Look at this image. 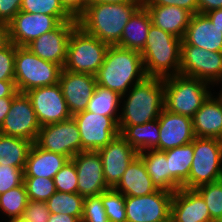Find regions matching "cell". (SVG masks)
<instances>
[{
	"mask_svg": "<svg viewBox=\"0 0 222 222\" xmlns=\"http://www.w3.org/2000/svg\"><path fill=\"white\" fill-rule=\"evenodd\" d=\"M141 5L142 0H130L121 4L99 3L89 5L77 18V24L102 42L108 45H117L125 25Z\"/></svg>",
	"mask_w": 222,
	"mask_h": 222,
	"instance_id": "cell-1",
	"label": "cell"
},
{
	"mask_svg": "<svg viewBox=\"0 0 222 222\" xmlns=\"http://www.w3.org/2000/svg\"><path fill=\"white\" fill-rule=\"evenodd\" d=\"M146 77L139 51L109 45L103 64L95 74L97 85L121 96Z\"/></svg>",
	"mask_w": 222,
	"mask_h": 222,
	"instance_id": "cell-2",
	"label": "cell"
},
{
	"mask_svg": "<svg viewBox=\"0 0 222 222\" xmlns=\"http://www.w3.org/2000/svg\"><path fill=\"white\" fill-rule=\"evenodd\" d=\"M121 100L124 101L120 109L119 130L124 125L144 124L158 119L164 109V80L146 76L122 95Z\"/></svg>",
	"mask_w": 222,
	"mask_h": 222,
	"instance_id": "cell-3",
	"label": "cell"
},
{
	"mask_svg": "<svg viewBox=\"0 0 222 222\" xmlns=\"http://www.w3.org/2000/svg\"><path fill=\"white\" fill-rule=\"evenodd\" d=\"M182 39L151 24L140 52L147 77L166 78L180 74Z\"/></svg>",
	"mask_w": 222,
	"mask_h": 222,
	"instance_id": "cell-4",
	"label": "cell"
},
{
	"mask_svg": "<svg viewBox=\"0 0 222 222\" xmlns=\"http://www.w3.org/2000/svg\"><path fill=\"white\" fill-rule=\"evenodd\" d=\"M163 80L164 108L191 118L212 93L211 84L197 78L179 74Z\"/></svg>",
	"mask_w": 222,
	"mask_h": 222,
	"instance_id": "cell-5",
	"label": "cell"
},
{
	"mask_svg": "<svg viewBox=\"0 0 222 222\" xmlns=\"http://www.w3.org/2000/svg\"><path fill=\"white\" fill-rule=\"evenodd\" d=\"M62 69L36 56L27 47L16 46L14 81L19 93L59 83Z\"/></svg>",
	"mask_w": 222,
	"mask_h": 222,
	"instance_id": "cell-6",
	"label": "cell"
},
{
	"mask_svg": "<svg viewBox=\"0 0 222 222\" xmlns=\"http://www.w3.org/2000/svg\"><path fill=\"white\" fill-rule=\"evenodd\" d=\"M109 45L77 25L69 38L64 70L95 75Z\"/></svg>",
	"mask_w": 222,
	"mask_h": 222,
	"instance_id": "cell-7",
	"label": "cell"
},
{
	"mask_svg": "<svg viewBox=\"0 0 222 222\" xmlns=\"http://www.w3.org/2000/svg\"><path fill=\"white\" fill-rule=\"evenodd\" d=\"M193 148L194 157L186 189H196L222 179V146L218 139L195 137Z\"/></svg>",
	"mask_w": 222,
	"mask_h": 222,
	"instance_id": "cell-8",
	"label": "cell"
},
{
	"mask_svg": "<svg viewBox=\"0 0 222 222\" xmlns=\"http://www.w3.org/2000/svg\"><path fill=\"white\" fill-rule=\"evenodd\" d=\"M180 75L203 80L213 87L222 83V52L181 45Z\"/></svg>",
	"mask_w": 222,
	"mask_h": 222,
	"instance_id": "cell-9",
	"label": "cell"
},
{
	"mask_svg": "<svg viewBox=\"0 0 222 222\" xmlns=\"http://www.w3.org/2000/svg\"><path fill=\"white\" fill-rule=\"evenodd\" d=\"M81 135V152L97 151L120 134L119 118H111L89 111L73 115Z\"/></svg>",
	"mask_w": 222,
	"mask_h": 222,
	"instance_id": "cell-10",
	"label": "cell"
},
{
	"mask_svg": "<svg viewBox=\"0 0 222 222\" xmlns=\"http://www.w3.org/2000/svg\"><path fill=\"white\" fill-rule=\"evenodd\" d=\"M34 143L44 150L66 156L69 160L81 152V135L73 116L41 126Z\"/></svg>",
	"mask_w": 222,
	"mask_h": 222,
	"instance_id": "cell-11",
	"label": "cell"
},
{
	"mask_svg": "<svg viewBox=\"0 0 222 222\" xmlns=\"http://www.w3.org/2000/svg\"><path fill=\"white\" fill-rule=\"evenodd\" d=\"M173 192L157 190L141 197L125 196L126 222H171Z\"/></svg>",
	"mask_w": 222,
	"mask_h": 222,
	"instance_id": "cell-12",
	"label": "cell"
},
{
	"mask_svg": "<svg viewBox=\"0 0 222 222\" xmlns=\"http://www.w3.org/2000/svg\"><path fill=\"white\" fill-rule=\"evenodd\" d=\"M40 127L30 98L26 93H18L13 98L10 110L0 127V134L34 143Z\"/></svg>",
	"mask_w": 222,
	"mask_h": 222,
	"instance_id": "cell-13",
	"label": "cell"
},
{
	"mask_svg": "<svg viewBox=\"0 0 222 222\" xmlns=\"http://www.w3.org/2000/svg\"><path fill=\"white\" fill-rule=\"evenodd\" d=\"M26 94L32 102L40 126L58 123L72 116L59 83L34 88Z\"/></svg>",
	"mask_w": 222,
	"mask_h": 222,
	"instance_id": "cell-14",
	"label": "cell"
},
{
	"mask_svg": "<svg viewBox=\"0 0 222 222\" xmlns=\"http://www.w3.org/2000/svg\"><path fill=\"white\" fill-rule=\"evenodd\" d=\"M61 23L57 16L20 11L8 24L9 41L16 46L26 47L42 34L56 29Z\"/></svg>",
	"mask_w": 222,
	"mask_h": 222,
	"instance_id": "cell-15",
	"label": "cell"
},
{
	"mask_svg": "<svg viewBox=\"0 0 222 222\" xmlns=\"http://www.w3.org/2000/svg\"><path fill=\"white\" fill-rule=\"evenodd\" d=\"M97 152L102 161L105 182L112 189L117 186L131 161L138 156V152L120 134Z\"/></svg>",
	"mask_w": 222,
	"mask_h": 222,
	"instance_id": "cell-16",
	"label": "cell"
},
{
	"mask_svg": "<svg viewBox=\"0 0 222 222\" xmlns=\"http://www.w3.org/2000/svg\"><path fill=\"white\" fill-rule=\"evenodd\" d=\"M77 25V19L75 18L72 21L62 22L56 29L42 34L26 47L43 60L53 62L63 68L68 41Z\"/></svg>",
	"mask_w": 222,
	"mask_h": 222,
	"instance_id": "cell-17",
	"label": "cell"
},
{
	"mask_svg": "<svg viewBox=\"0 0 222 222\" xmlns=\"http://www.w3.org/2000/svg\"><path fill=\"white\" fill-rule=\"evenodd\" d=\"M78 176L77 193L81 196L100 195L110 189L103 176V166L97 151H83L71 158Z\"/></svg>",
	"mask_w": 222,
	"mask_h": 222,
	"instance_id": "cell-18",
	"label": "cell"
},
{
	"mask_svg": "<svg viewBox=\"0 0 222 222\" xmlns=\"http://www.w3.org/2000/svg\"><path fill=\"white\" fill-rule=\"evenodd\" d=\"M158 122L160 138L155 150L166 151L184 146L190 144L195 138L191 117L173 113L164 108L160 112Z\"/></svg>",
	"mask_w": 222,
	"mask_h": 222,
	"instance_id": "cell-19",
	"label": "cell"
},
{
	"mask_svg": "<svg viewBox=\"0 0 222 222\" xmlns=\"http://www.w3.org/2000/svg\"><path fill=\"white\" fill-rule=\"evenodd\" d=\"M68 110L74 114L85 111L97 85L95 75L62 69L59 78Z\"/></svg>",
	"mask_w": 222,
	"mask_h": 222,
	"instance_id": "cell-20",
	"label": "cell"
},
{
	"mask_svg": "<svg viewBox=\"0 0 222 222\" xmlns=\"http://www.w3.org/2000/svg\"><path fill=\"white\" fill-rule=\"evenodd\" d=\"M171 222H214L202 196L195 189L181 188L173 192Z\"/></svg>",
	"mask_w": 222,
	"mask_h": 222,
	"instance_id": "cell-21",
	"label": "cell"
},
{
	"mask_svg": "<svg viewBox=\"0 0 222 222\" xmlns=\"http://www.w3.org/2000/svg\"><path fill=\"white\" fill-rule=\"evenodd\" d=\"M181 45H193L208 51L222 52V31L205 14L191 16Z\"/></svg>",
	"mask_w": 222,
	"mask_h": 222,
	"instance_id": "cell-22",
	"label": "cell"
},
{
	"mask_svg": "<svg viewBox=\"0 0 222 222\" xmlns=\"http://www.w3.org/2000/svg\"><path fill=\"white\" fill-rule=\"evenodd\" d=\"M220 92V93H219ZM211 93L192 117L195 137L218 139L222 133V91Z\"/></svg>",
	"mask_w": 222,
	"mask_h": 222,
	"instance_id": "cell-23",
	"label": "cell"
},
{
	"mask_svg": "<svg viewBox=\"0 0 222 222\" xmlns=\"http://www.w3.org/2000/svg\"><path fill=\"white\" fill-rule=\"evenodd\" d=\"M114 189L124 196L131 197L149 195L158 190L139 155L128 165L127 170Z\"/></svg>",
	"mask_w": 222,
	"mask_h": 222,
	"instance_id": "cell-24",
	"label": "cell"
},
{
	"mask_svg": "<svg viewBox=\"0 0 222 222\" xmlns=\"http://www.w3.org/2000/svg\"><path fill=\"white\" fill-rule=\"evenodd\" d=\"M68 160L66 156L44 150L33 143L27 156L24 177L53 179Z\"/></svg>",
	"mask_w": 222,
	"mask_h": 222,
	"instance_id": "cell-25",
	"label": "cell"
},
{
	"mask_svg": "<svg viewBox=\"0 0 222 222\" xmlns=\"http://www.w3.org/2000/svg\"><path fill=\"white\" fill-rule=\"evenodd\" d=\"M152 24L180 39L183 38L192 14L178 6H145Z\"/></svg>",
	"mask_w": 222,
	"mask_h": 222,
	"instance_id": "cell-26",
	"label": "cell"
},
{
	"mask_svg": "<svg viewBox=\"0 0 222 222\" xmlns=\"http://www.w3.org/2000/svg\"><path fill=\"white\" fill-rule=\"evenodd\" d=\"M164 152L169 166V192L186 188V180L189 178L194 157L193 141Z\"/></svg>",
	"mask_w": 222,
	"mask_h": 222,
	"instance_id": "cell-27",
	"label": "cell"
},
{
	"mask_svg": "<svg viewBox=\"0 0 222 222\" xmlns=\"http://www.w3.org/2000/svg\"><path fill=\"white\" fill-rule=\"evenodd\" d=\"M151 24L152 20L150 13L142 4L125 25L120 42L117 46L141 52L145 47Z\"/></svg>",
	"mask_w": 222,
	"mask_h": 222,
	"instance_id": "cell-28",
	"label": "cell"
},
{
	"mask_svg": "<svg viewBox=\"0 0 222 222\" xmlns=\"http://www.w3.org/2000/svg\"><path fill=\"white\" fill-rule=\"evenodd\" d=\"M120 135L138 152L154 149L159 144L158 119L137 125H124Z\"/></svg>",
	"mask_w": 222,
	"mask_h": 222,
	"instance_id": "cell-29",
	"label": "cell"
},
{
	"mask_svg": "<svg viewBox=\"0 0 222 222\" xmlns=\"http://www.w3.org/2000/svg\"><path fill=\"white\" fill-rule=\"evenodd\" d=\"M32 144L26 139L0 134V164L25 169Z\"/></svg>",
	"mask_w": 222,
	"mask_h": 222,
	"instance_id": "cell-30",
	"label": "cell"
},
{
	"mask_svg": "<svg viewBox=\"0 0 222 222\" xmlns=\"http://www.w3.org/2000/svg\"><path fill=\"white\" fill-rule=\"evenodd\" d=\"M138 155L142 158L155 187L169 192V166L166 153L151 149L142 151Z\"/></svg>",
	"mask_w": 222,
	"mask_h": 222,
	"instance_id": "cell-31",
	"label": "cell"
},
{
	"mask_svg": "<svg viewBox=\"0 0 222 222\" xmlns=\"http://www.w3.org/2000/svg\"><path fill=\"white\" fill-rule=\"evenodd\" d=\"M122 96L110 89L96 85L94 93L89 100L86 111L110 116L111 118H120L119 108L121 107Z\"/></svg>",
	"mask_w": 222,
	"mask_h": 222,
	"instance_id": "cell-32",
	"label": "cell"
},
{
	"mask_svg": "<svg viewBox=\"0 0 222 222\" xmlns=\"http://www.w3.org/2000/svg\"><path fill=\"white\" fill-rule=\"evenodd\" d=\"M50 213H63L82 220L84 197L78 193L55 192L47 201Z\"/></svg>",
	"mask_w": 222,
	"mask_h": 222,
	"instance_id": "cell-33",
	"label": "cell"
},
{
	"mask_svg": "<svg viewBox=\"0 0 222 222\" xmlns=\"http://www.w3.org/2000/svg\"><path fill=\"white\" fill-rule=\"evenodd\" d=\"M29 199L24 183L0 194V212L8 218L22 217Z\"/></svg>",
	"mask_w": 222,
	"mask_h": 222,
	"instance_id": "cell-34",
	"label": "cell"
},
{
	"mask_svg": "<svg viewBox=\"0 0 222 222\" xmlns=\"http://www.w3.org/2000/svg\"><path fill=\"white\" fill-rule=\"evenodd\" d=\"M204 199L211 219L222 222V179L201 185L195 189Z\"/></svg>",
	"mask_w": 222,
	"mask_h": 222,
	"instance_id": "cell-35",
	"label": "cell"
},
{
	"mask_svg": "<svg viewBox=\"0 0 222 222\" xmlns=\"http://www.w3.org/2000/svg\"><path fill=\"white\" fill-rule=\"evenodd\" d=\"M20 11L57 16L62 22L74 18L63 8L59 0H22Z\"/></svg>",
	"mask_w": 222,
	"mask_h": 222,
	"instance_id": "cell-36",
	"label": "cell"
},
{
	"mask_svg": "<svg viewBox=\"0 0 222 222\" xmlns=\"http://www.w3.org/2000/svg\"><path fill=\"white\" fill-rule=\"evenodd\" d=\"M102 204L109 218V222H126L125 196L115 189H108L102 193Z\"/></svg>",
	"mask_w": 222,
	"mask_h": 222,
	"instance_id": "cell-37",
	"label": "cell"
},
{
	"mask_svg": "<svg viewBox=\"0 0 222 222\" xmlns=\"http://www.w3.org/2000/svg\"><path fill=\"white\" fill-rule=\"evenodd\" d=\"M24 185L29 200L46 202L56 191L53 179L24 177Z\"/></svg>",
	"mask_w": 222,
	"mask_h": 222,
	"instance_id": "cell-38",
	"label": "cell"
},
{
	"mask_svg": "<svg viewBox=\"0 0 222 222\" xmlns=\"http://www.w3.org/2000/svg\"><path fill=\"white\" fill-rule=\"evenodd\" d=\"M56 191L77 193L78 176L76 166L70 159L53 178Z\"/></svg>",
	"mask_w": 222,
	"mask_h": 222,
	"instance_id": "cell-39",
	"label": "cell"
},
{
	"mask_svg": "<svg viewBox=\"0 0 222 222\" xmlns=\"http://www.w3.org/2000/svg\"><path fill=\"white\" fill-rule=\"evenodd\" d=\"M81 222H109V218L102 204V193L84 198Z\"/></svg>",
	"mask_w": 222,
	"mask_h": 222,
	"instance_id": "cell-40",
	"label": "cell"
},
{
	"mask_svg": "<svg viewBox=\"0 0 222 222\" xmlns=\"http://www.w3.org/2000/svg\"><path fill=\"white\" fill-rule=\"evenodd\" d=\"M24 183V169L0 164V194Z\"/></svg>",
	"mask_w": 222,
	"mask_h": 222,
	"instance_id": "cell-41",
	"label": "cell"
},
{
	"mask_svg": "<svg viewBox=\"0 0 222 222\" xmlns=\"http://www.w3.org/2000/svg\"><path fill=\"white\" fill-rule=\"evenodd\" d=\"M16 45L9 42L0 49V81H14Z\"/></svg>",
	"mask_w": 222,
	"mask_h": 222,
	"instance_id": "cell-42",
	"label": "cell"
},
{
	"mask_svg": "<svg viewBox=\"0 0 222 222\" xmlns=\"http://www.w3.org/2000/svg\"><path fill=\"white\" fill-rule=\"evenodd\" d=\"M49 216L46 202L29 200L22 217L27 222H48Z\"/></svg>",
	"mask_w": 222,
	"mask_h": 222,
	"instance_id": "cell-43",
	"label": "cell"
},
{
	"mask_svg": "<svg viewBox=\"0 0 222 222\" xmlns=\"http://www.w3.org/2000/svg\"><path fill=\"white\" fill-rule=\"evenodd\" d=\"M144 6H178L186 9L192 15L198 13L197 0H142Z\"/></svg>",
	"mask_w": 222,
	"mask_h": 222,
	"instance_id": "cell-44",
	"label": "cell"
},
{
	"mask_svg": "<svg viewBox=\"0 0 222 222\" xmlns=\"http://www.w3.org/2000/svg\"><path fill=\"white\" fill-rule=\"evenodd\" d=\"M22 0H0V22L9 24L20 12Z\"/></svg>",
	"mask_w": 222,
	"mask_h": 222,
	"instance_id": "cell-45",
	"label": "cell"
},
{
	"mask_svg": "<svg viewBox=\"0 0 222 222\" xmlns=\"http://www.w3.org/2000/svg\"><path fill=\"white\" fill-rule=\"evenodd\" d=\"M63 8L75 19L86 9L87 0H59Z\"/></svg>",
	"mask_w": 222,
	"mask_h": 222,
	"instance_id": "cell-46",
	"label": "cell"
},
{
	"mask_svg": "<svg viewBox=\"0 0 222 222\" xmlns=\"http://www.w3.org/2000/svg\"><path fill=\"white\" fill-rule=\"evenodd\" d=\"M198 13L205 14L214 9L222 8V0H197Z\"/></svg>",
	"mask_w": 222,
	"mask_h": 222,
	"instance_id": "cell-47",
	"label": "cell"
},
{
	"mask_svg": "<svg viewBox=\"0 0 222 222\" xmlns=\"http://www.w3.org/2000/svg\"><path fill=\"white\" fill-rule=\"evenodd\" d=\"M18 93L15 81H0V98L15 97Z\"/></svg>",
	"mask_w": 222,
	"mask_h": 222,
	"instance_id": "cell-48",
	"label": "cell"
},
{
	"mask_svg": "<svg viewBox=\"0 0 222 222\" xmlns=\"http://www.w3.org/2000/svg\"><path fill=\"white\" fill-rule=\"evenodd\" d=\"M205 15L212 21L214 26L222 31V8L211 10L205 13Z\"/></svg>",
	"mask_w": 222,
	"mask_h": 222,
	"instance_id": "cell-49",
	"label": "cell"
},
{
	"mask_svg": "<svg viewBox=\"0 0 222 222\" xmlns=\"http://www.w3.org/2000/svg\"><path fill=\"white\" fill-rule=\"evenodd\" d=\"M13 98L14 97L0 98V127L7 115V113L10 110Z\"/></svg>",
	"mask_w": 222,
	"mask_h": 222,
	"instance_id": "cell-50",
	"label": "cell"
},
{
	"mask_svg": "<svg viewBox=\"0 0 222 222\" xmlns=\"http://www.w3.org/2000/svg\"><path fill=\"white\" fill-rule=\"evenodd\" d=\"M48 222H81V220L68 214L50 213Z\"/></svg>",
	"mask_w": 222,
	"mask_h": 222,
	"instance_id": "cell-51",
	"label": "cell"
},
{
	"mask_svg": "<svg viewBox=\"0 0 222 222\" xmlns=\"http://www.w3.org/2000/svg\"><path fill=\"white\" fill-rule=\"evenodd\" d=\"M8 24L0 22V49L9 43Z\"/></svg>",
	"mask_w": 222,
	"mask_h": 222,
	"instance_id": "cell-52",
	"label": "cell"
},
{
	"mask_svg": "<svg viewBox=\"0 0 222 222\" xmlns=\"http://www.w3.org/2000/svg\"><path fill=\"white\" fill-rule=\"evenodd\" d=\"M130 0H87V6L89 5H95L99 3H116V4H121V3H127Z\"/></svg>",
	"mask_w": 222,
	"mask_h": 222,
	"instance_id": "cell-53",
	"label": "cell"
},
{
	"mask_svg": "<svg viewBox=\"0 0 222 222\" xmlns=\"http://www.w3.org/2000/svg\"><path fill=\"white\" fill-rule=\"evenodd\" d=\"M7 222H27L23 217L9 218Z\"/></svg>",
	"mask_w": 222,
	"mask_h": 222,
	"instance_id": "cell-54",
	"label": "cell"
},
{
	"mask_svg": "<svg viewBox=\"0 0 222 222\" xmlns=\"http://www.w3.org/2000/svg\"><path fill=\"white\" fill-rule=\"evenodd\" d=\"M218 141H219L220 145L222 146V133H221V135L219 136Z\"/></svg>",
	"mask_w": 222,
	"mask_h": 222,
	"instance_id": "cell-55",
	"label": "cell"
}]
</instances>
